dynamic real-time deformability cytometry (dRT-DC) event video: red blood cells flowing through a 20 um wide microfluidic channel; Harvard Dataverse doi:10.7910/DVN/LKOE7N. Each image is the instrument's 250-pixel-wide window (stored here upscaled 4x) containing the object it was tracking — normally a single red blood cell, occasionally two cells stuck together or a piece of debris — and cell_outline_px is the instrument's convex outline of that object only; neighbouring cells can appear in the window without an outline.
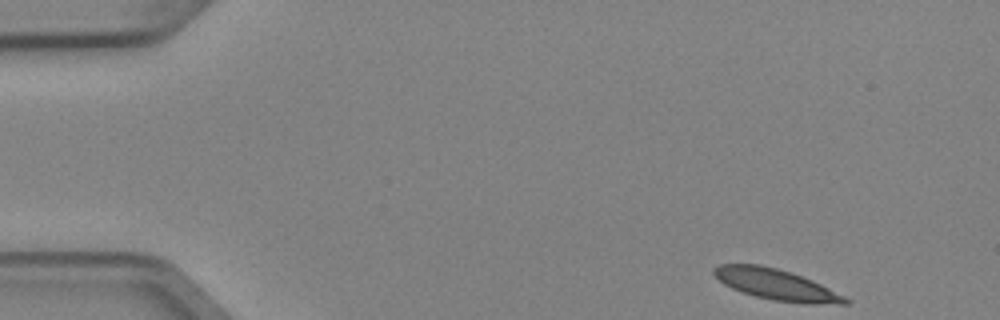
{"species": "Egyptian fruit bat (a non-hibernating species)", "species_latin": "Rousettus aegyptiacus", "temperature_condition": "cold", "stored_images_in_passage": 5, "camera_frame_rate_fps": 3000, "um_per_image_px": 0.085, "animal": {"sex": "female"}, "frame": {"image": 1, "passage_image": 1, "time_ms": 0.0, "image_size_px": [1000, 320], "cell_outline_px": [[848, 304], [804, 304], [772, 300], [756, 296], [732, 288], [724, 284], [712, 272], [712, 268], [720, 264], [760, 264], [792, 272], [812, 280], [844, 296], [848, 300]], "centroid_in_image_um": [65.97, 24.18], "position_along_channel_um": 19.0, "area_um2": 23.47}}
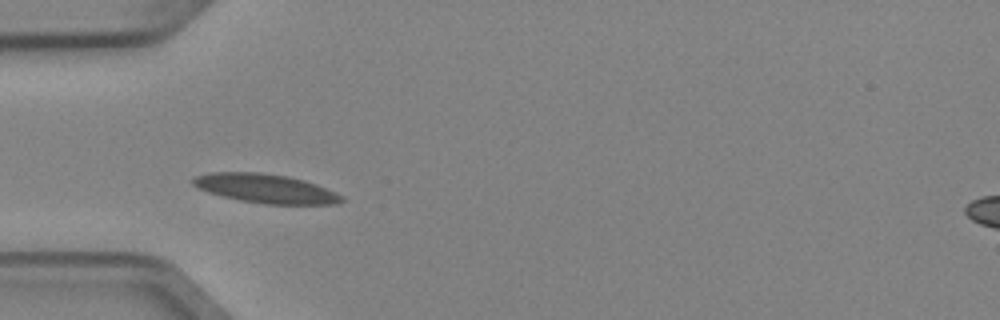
{"frame": {"image": 2, "passage_image": 4, "time_ms": 1.0, "image_size_px": [1000, 320], "cell_outline_px": [[344, 200], [336, 204], [264, 204], [240, 200], [208, 192], [192, 184], [192, 176], [208, 172], [260, 172], [288, 176], [304, 180], [316, 184], [336, 192], [344, 196]], "centroid_in_image_um": [22.58, 16.01], "position_along_channel_um": 62.4, "area_um2": 25.2}}
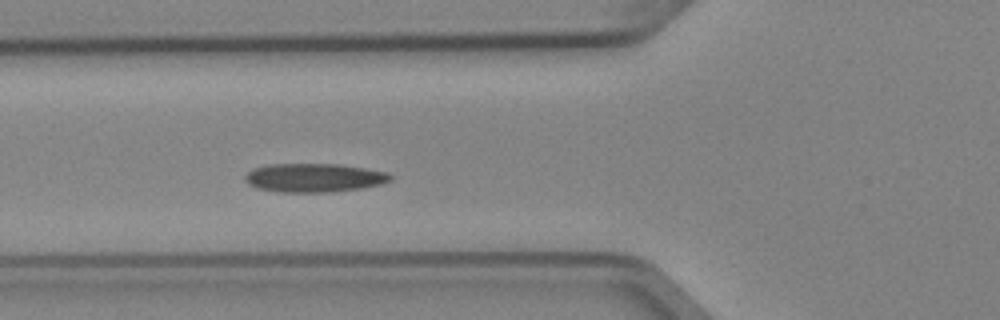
{"frame": {"image": 3, "passage_image": 5, "time_ms": 1.333, "image_size_px": [1000, 320], "cell_outline_px": [[392, 180], [380, 184], [360, 188], [332, 192], [280, 192], [256, 188], [248, 184], [244, 180], [244, 176], [252, 168], [268, 164], [340, 164], [388, 172], [392, 176]], "centroid_in_image_um": [26.66, 15.1], "position_along_channel_um": 99.1, "area_um2": 24.45}}